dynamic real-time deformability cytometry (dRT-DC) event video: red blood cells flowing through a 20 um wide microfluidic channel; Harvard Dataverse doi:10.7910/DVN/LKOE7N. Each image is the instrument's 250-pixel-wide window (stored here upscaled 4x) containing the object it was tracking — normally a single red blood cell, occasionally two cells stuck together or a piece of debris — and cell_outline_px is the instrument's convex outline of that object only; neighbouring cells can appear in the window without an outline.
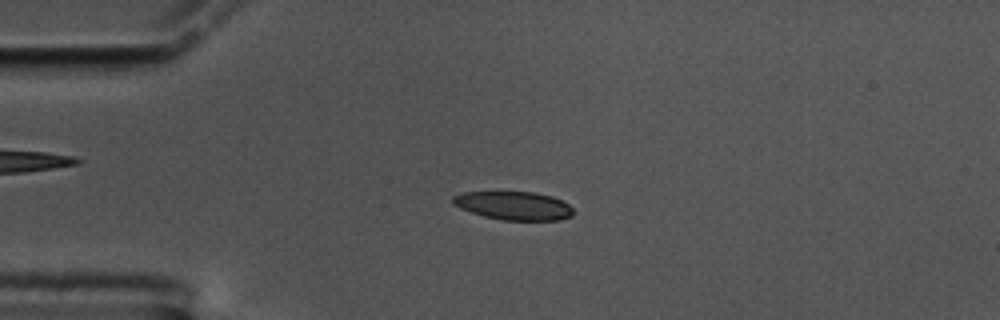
{"species": "common noctule bat (a hibernating species)", "species_latin": "Nyctalus noctula", "temperature_condition": "cold", "stored_images_in_passage": 57, "camera_frame_rate_fps": 3000, "um_per_image_px": 0.085, "animal": {"sex": "male", "body_mass_g": 17.5, "forearm_length_mm": 52.3}, "frame": {"image": 1, "passage_image": 14, "time_ms": 4.333, "image_size_px": [1000, 320], "cell_outline_px": [[572, 216], [560, 220], [500, 220], [484, 216], [460, 208], [452, 204], [452, 196], [464, 192], [536, 192], [552, 196], [568, 204], [572, 208]], "centroid_in_image_um": [43.66, 17.48], "position_along_channel_um": 41.3, "area_um2": 19.94}}
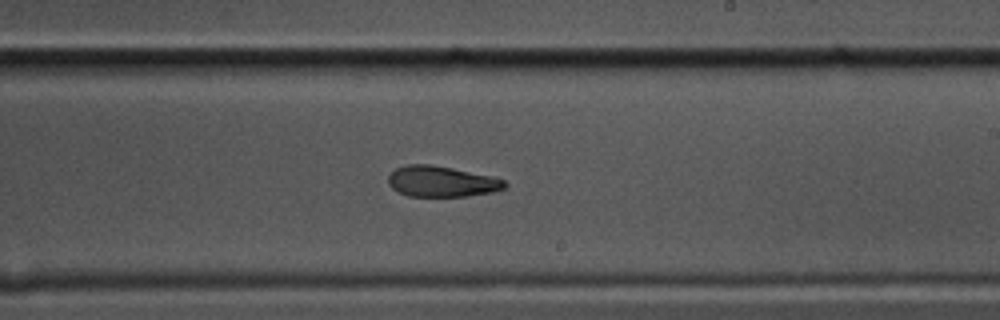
{"frame": {"image": 2, "passage_image": 34, "time_ms": 11.0, "image_size_px": [1000, 320], "cell_outline_px": [[508, 188], [492, 192], [464, 196], [408, 196], [392, 188], [388, 184], [388, 176], [396, 168], [404, 164], [428, 164], [452, 168], [488, 176], [504, 180], [508, 184]], "centroid_in_image_um": [37.52, 15.42], "position_along_channel_um": 251.5, "area_um2": 20.75}}
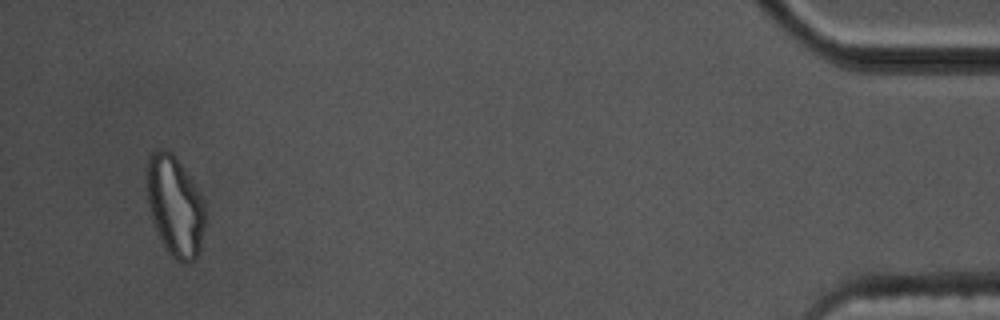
{"frame": {"image": 3, "passage_image": 55, "time_ms": 18.0, "image_size_px": [1000, 320], "cell_outline_px": [[204, 224], [200, 248], [196, 260], [188, 264], [180, 264], [164, 248], [152, 220], [148, 208], [148, 156], [156, 148], [164, 148], [172, 152], [176, 156], [192, 180], [204, 200]], "centroid_in_image_um": [14.88, 17.53], "position_along_channel_um": 420.3, "area_um2": 34.28}, "authors_computed_cell_mechanics": {"area_um2": 21.5016, "velocity_mm_per_s": 3.5197, "shape_relaxation_time_tau1_ms": 6.6027, "shape_relaxation_time_tau2_ms": 5.2245, "deformation_change_tau1": 0.1952, "deformation_change_tau2": 0.1325}}